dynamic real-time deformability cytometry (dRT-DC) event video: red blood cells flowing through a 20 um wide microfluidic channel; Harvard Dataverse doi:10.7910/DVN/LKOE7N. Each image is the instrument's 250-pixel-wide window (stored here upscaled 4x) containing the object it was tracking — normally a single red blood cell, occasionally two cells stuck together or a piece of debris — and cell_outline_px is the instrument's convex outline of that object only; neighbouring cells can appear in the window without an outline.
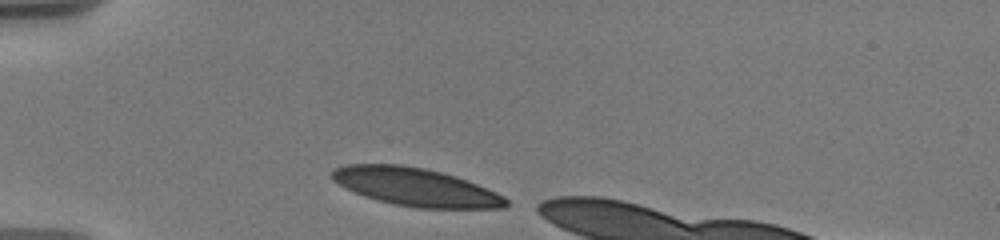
{"species": "human", "species_latin": "Homo sapiens", "temperature_condition": "warm", "stored_images_in_passage": 13, "camera_frame_rate_fps": 3000, "um_per_image_px": 0.085, "donor": {"sex": "male"}, "frame": {"image": 1, "passage_image": 1, "time_ms": 0.0, "image_size_px": [1000, 240], "cell_outline_px": [[508, 204], [504, 208], [420, 208], [396, 204], [364, 196], [344, 188], [332, 180], [328, 176], [336, 168], [344, 164], [400, 164], [424, 168], [456, 176], [496, 192], [504, 196], [508, 200]], "centroid_in_image_um": [35.29, 15.89], "position_along_channel_um": 49.7, "area_um2": 38.44}}
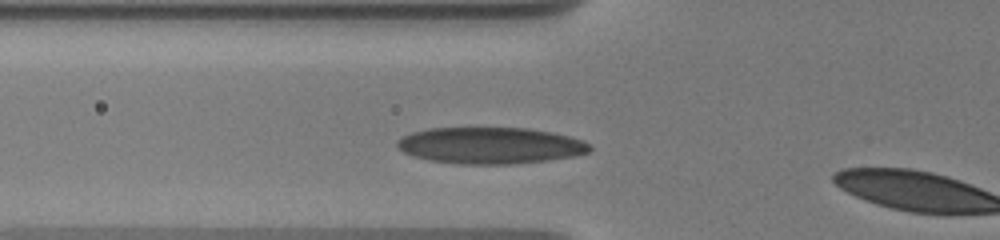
{"frame": {"image": 2, "passage_image": 9, "time_ms": 1.667, "image_size_px": [1000, 240], "cell_outline_px": [[592, 148], [588, 152], [576, 156], [548, 160], [512, 164], [456, 164], [428, 160], [412, 156], [396, 148], [396, 140], [412, 132], [428, 128], [528, 128], [568, 136], [592, 144]], "centroid_in_image_um": [41.64, 12.37], "position_along_channel_um": 84.2, "area_um2": 41.1}}